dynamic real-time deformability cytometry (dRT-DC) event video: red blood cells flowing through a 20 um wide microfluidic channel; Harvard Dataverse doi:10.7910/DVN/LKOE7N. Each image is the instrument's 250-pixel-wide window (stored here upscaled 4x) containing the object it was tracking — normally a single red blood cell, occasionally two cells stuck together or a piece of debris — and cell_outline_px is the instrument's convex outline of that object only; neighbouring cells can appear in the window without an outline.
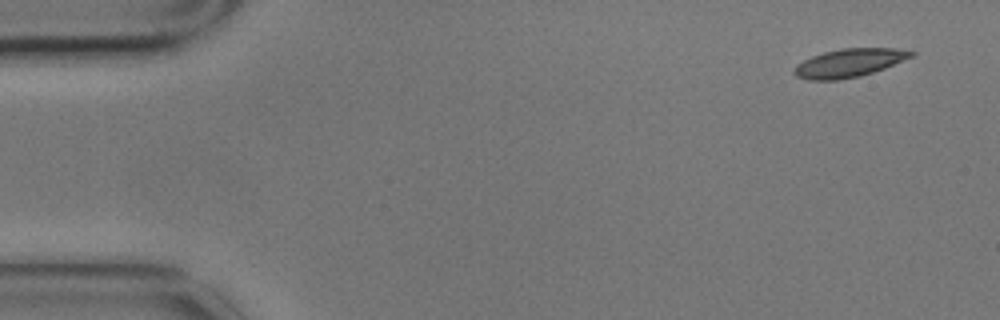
{"species": "common noctule bat (a hibernating species)", "species_latin": "Nyctalus noctula", "temperature_condition": "cold", "stored_images_in_passage": 6, "camera_frame_rate_fps": 3000, "um_per_image_px": 0.085, "animal": {"sex": "male", "body_mass_g": 17.9}, "frame": {"image": 1, "passage_image": 1, "time_ms": 0.0, "image_size_px": [1000, 320], "cell_outline_px": [[916, 56], [884, 68], [860, 76], [836, 80], [808, 80], [796, 76], [792, 72], [796, 64], [812, 56], [824, 52], [840, 48], [896, 48], [916, 52]], "centroid_in_image_um": [72.19, 5.34], "position_along_channel_um": 12.8, "area_um2": 19.42}}
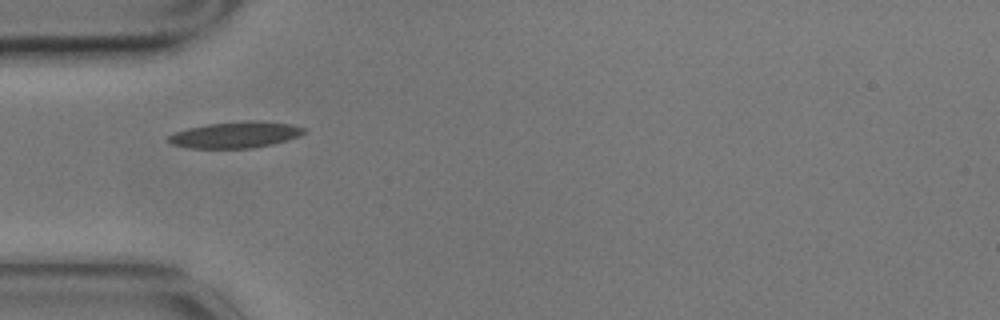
{"frame": {"image": 2, "passage_image": 5, "time_ms": 1.333, "image_size_px": [1000, 320], "cell_outline_px": [[308, 128], [300, 136], [288, 140], [272, 144], [252, 148], [192, 148], [172, 144], [168, 140], [168, 136], [176, 132], [188, 128], [208, 124], [252, 120], [256, 120], [292, 124]], "centroid_in_image_um": [20.08, 11.45], "position_along_channel_um": 64.9, "area_um2": 20.69}}